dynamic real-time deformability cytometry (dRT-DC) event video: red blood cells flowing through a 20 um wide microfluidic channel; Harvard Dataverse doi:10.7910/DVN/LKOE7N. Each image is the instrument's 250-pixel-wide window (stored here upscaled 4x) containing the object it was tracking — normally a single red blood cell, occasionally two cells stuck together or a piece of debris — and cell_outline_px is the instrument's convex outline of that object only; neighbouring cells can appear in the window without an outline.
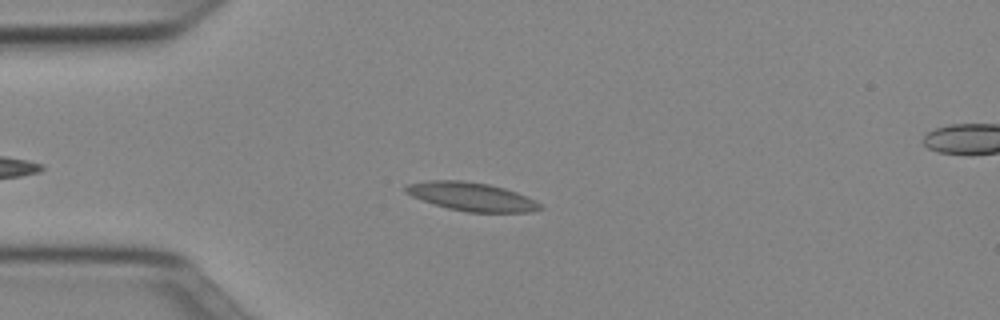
{"species": "Egyptian fruit bat (a non-hibernating species)", "species_latin": "Rousettus aegyptiacus", "temperature_condition": "cold", "stored_images_in_passage": 45, "camera_frame_rate_fps": 3000, "um_per_image_px": 0.085, "animal": {"sex": "female"}, "frame": {"image": 1, "passage_image": 7, "time_ms": 2.0, "image_size_px": [1000, 320], "cell_outline_px": [[544, 208], [528, 212], [468, 212], [448, 208], [412, 196], [404, 192], [404, 184], [428, 180], [460, 180], [488, 184], [504, 188], [516, 192], [540, 204]], "centroid_in_image_um": [40.03, 16.7], "position_along_channel_um": 45.0, "area_um2": 22.02}}
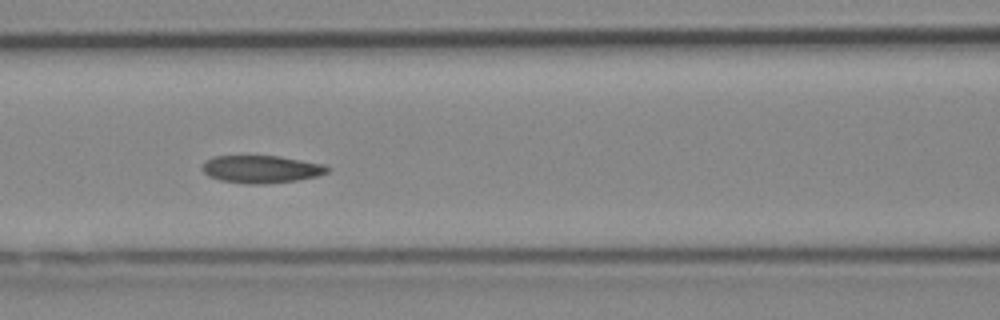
{"frame": {"image": 2, "passage_image": 16, "time_ms": 5.0, "image_size_px": [1000, 320], "cell_outline_px": [[332, 168], [328, 172], [316, 176], [296, 180], [264, 184], [244, 184], [220, 180], [208, 176], [200, 168], [212, 156], [280, 156], [324, 164]], "centroid_in_image_um": [22.21, 14.38], "position_along_channel_um": 144.4, "area_um2": 20.17}}
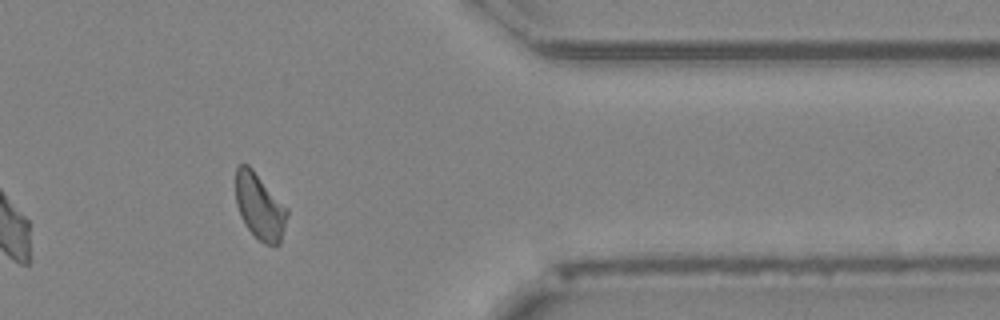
{"frame": {"image": 3, "passage_image": 36, "time_ms": 11.667, "image_size_px": [1000, 320], "cell_outline_px": [[288, 216], [280, 244], [264, 244], [248, 228], [240, 216], [236, 204], [236, 168], [240, 164], [248, 164], [252, 168], [288, 208]], "centroid_in_image_um": [22.09, 17.54], "position_along_channel_um": 389.3, "area_um2": 19.71}, "authors_computed_cell_mechanics": {"area_um2": 20.1722, "velocity_mm_per_s": 3.9543, "shape_relaxation_time_tau1_ms": 9.3608, "shape_relaxation_time_tau2_ms": 5.7834, "deformation_change_tau1": 0.1534, "deformation_change_tau2": 0.1091}}